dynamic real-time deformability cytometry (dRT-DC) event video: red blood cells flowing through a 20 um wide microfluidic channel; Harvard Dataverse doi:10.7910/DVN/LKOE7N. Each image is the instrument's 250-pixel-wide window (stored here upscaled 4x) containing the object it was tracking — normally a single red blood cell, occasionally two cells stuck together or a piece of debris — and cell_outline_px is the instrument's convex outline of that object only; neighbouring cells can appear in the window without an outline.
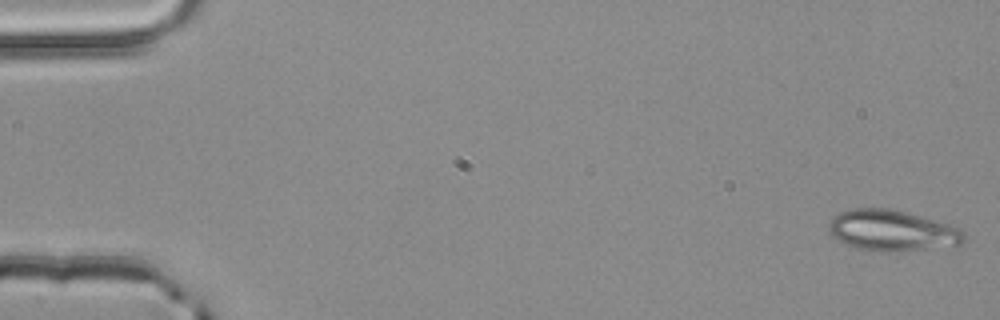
{"species": "common noctule bat (a hibernating species)", "species_latin": "Nyctalus noctula", "temperature_condition": "room temperature", "stored_images_in_passage": 53, "camera_frame_rate_fps": 3000, "um_per_image_px": 0.085, "animal": {"sex": "male", "body_mass_g": 20.4}, "frame": {"image": 1, "passage_image": 1, "time_ms": 0.0, "image_size_px": [1000, 320], "cell_outline_px": [[964, 240], [960, 244], [900, 252], [880, 252], [856, 248], [832, 236], [828, 232], [828, 224], [832, 216], [840, 212], [852, 208], [888, 208], [952, 224], [960, 228], [964, 232]], "centroid_in_image_um": [75.8, 19.59], "position_along_channel_um": 9.2, "area_um2": 32.37}}
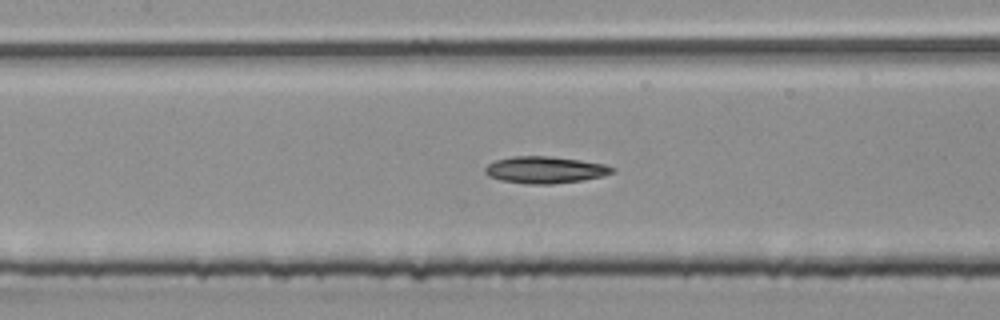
{"frame": {"image": 2, "passage_image": 24, "time_ms": 7.667, "image_size_px": [1000, 320], "cell_outline_px": [[616, 172], [604, 176], [584, 180], [552, 184], [528, 184], [500, 180], [488, 176], [484, 172], [484, 168], [488, 164], [496, 160], [512, 156], [548, 156], [580, 160], [604, 164], [616, 168]], "centroid_in_image_um": [46.35, 14.44], "position_along_channel_um": 161.0, "area_um2": 20.06}}
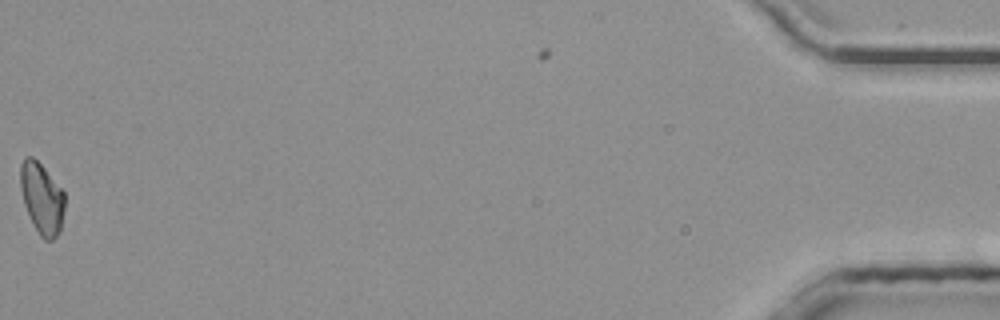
{"frame": {"image": 3, "passage_image": 52, "time_ms": 17.0, "image_size_px": [1000, 320], "cell_outline_px": [[64, 212], [60, 228], [56, 236], [52, 240], [44, 240], [40, 236], [24, 204], [20, 188], [20, 164], [24, 156], [32, 156], [44, 168], [64, 192]], "centroid_in_image_um": [3.54, 16.83], "position_along_channel_um": 431.7, "area_um2": 18.09}}